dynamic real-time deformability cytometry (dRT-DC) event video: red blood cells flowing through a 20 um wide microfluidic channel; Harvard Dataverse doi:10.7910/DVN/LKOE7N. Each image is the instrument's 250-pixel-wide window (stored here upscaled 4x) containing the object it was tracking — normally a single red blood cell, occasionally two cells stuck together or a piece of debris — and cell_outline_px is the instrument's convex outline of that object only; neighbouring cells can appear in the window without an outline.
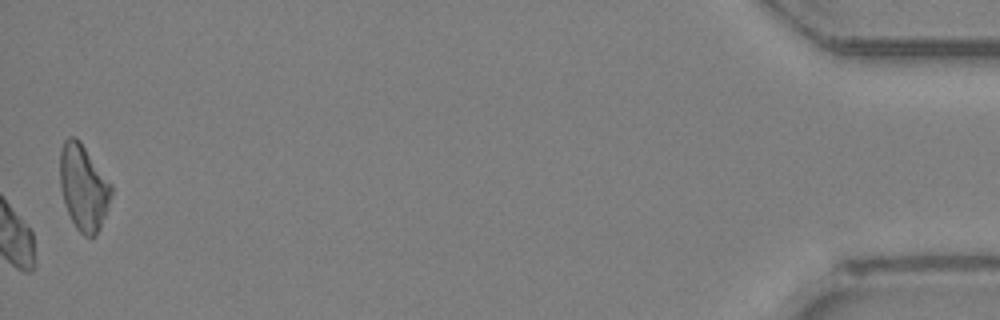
{"species": "Egyptian fruit bat (a non-hibernating species)", "species_latin": "Rousettus aegyptiacus", "temperature_condition": "room temperature", "stored_images_in_passage": 32, "camera_frame_rate_fps": 3000, "um_per_image_px": 0.085, "animal": {"sex": "female"}, "frame": {"image": 1, "passage_image": 32, "time_ms": 10.333, "image_size_px": [1000, 320], "cell_outline_px": [[112, 192], [100, 228], [96, 236], [84, 236], [76, 228], [64, 204], [60, 188], [60, 148], [64, 140], [68, 136], [76, 136], [80, 140], [112, 184]], "centroid_in_image_um": [7.08, 15.89], "position_along_channel_um": 428.1, "area_um2": 25.72}}